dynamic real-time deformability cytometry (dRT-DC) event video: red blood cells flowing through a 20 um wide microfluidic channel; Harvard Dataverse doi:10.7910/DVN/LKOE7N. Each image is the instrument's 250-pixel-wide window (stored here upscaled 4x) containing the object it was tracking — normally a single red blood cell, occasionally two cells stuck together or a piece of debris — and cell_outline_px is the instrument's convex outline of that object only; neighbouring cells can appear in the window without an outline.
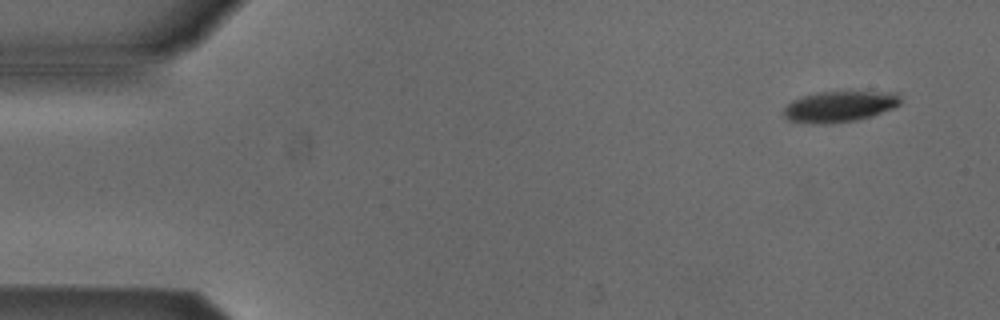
{"species": "Egyptian fruit bat (a non-hibernating species)", "species_latin": "Rousettus aegyptiacus", "temperature_condition": "cold", "stored_images_in_passage": 7, "camera_frame_rate_fps": 3000, "um_per_image_px": 0.085, "animal": {"sex": "male"}, "frame": {"image": 1, "passage_image": 1, "time_ms": 0.0, "image_size_px": [1000, 320], "cell_outline_px": [[900, 104], [892, 108], [872, 116], [856, 120], [824, 124], [812, 124], [788, 120], [784, 116], [784, 108], [792, 100], [804, 96], [820, 92], [896, 92], [900, 96]], "centroid_in_image_um": [71.35, 9.06], "position_along_channel_um": 13.7, "area_um2": 20.87}}
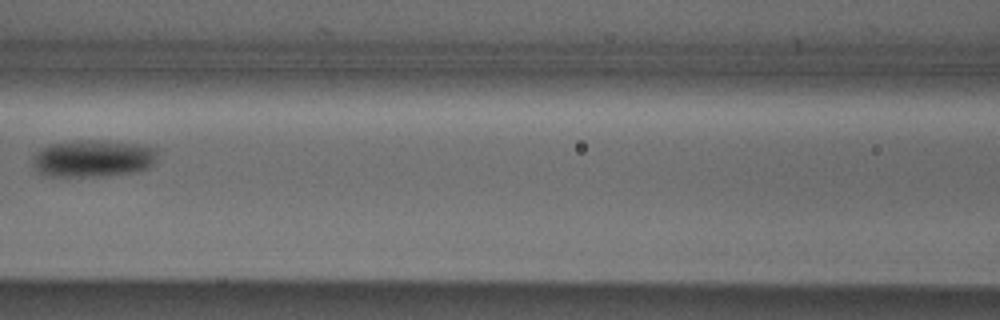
{"frame": {"image": 2, "passage_image": 6, "time_ms": 1.667, "image_size_px": [1000, 320], "cell_outline_px": [[156, 160], [148, 168], [132, 172], [104, 176], [44, 176], [36, 172], [36, 152], [40, 148], [48, 144], [80, 140], [104, 140], [144, 144], [156, 148]], "centroid_in_image_um": [7.94, 13.45], "position_along_channel_um": 158.7, "area_um2": 27.11}}
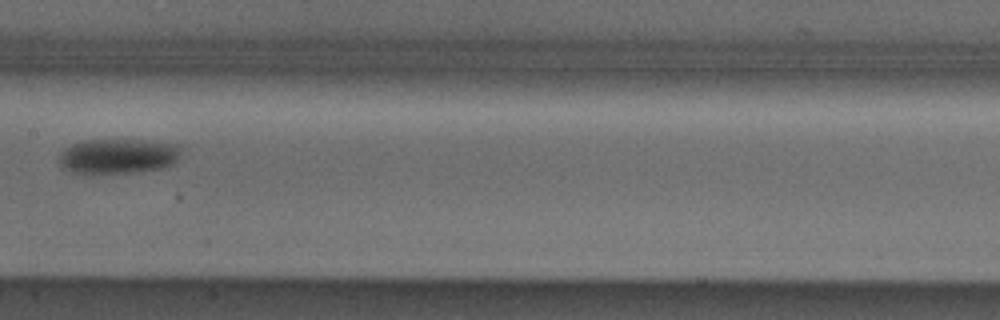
{"frame": {"image": 3, "passage_image": 7, "time_ms": 2.0, "image_size_px": [1000, 320], "cell_outline_px": [[184, 144], [176, 160], [172, 164], [164, 168], [136, 172], [92, 176], [84, 176], [60, 168], [60, 152], [64, 148], [72, 144], [84, 140], [140, 140]], "centroid_in_image_um": [10.0, 13.31], "position_along_channel_um": 197.4, "area_um2": 25.89}}